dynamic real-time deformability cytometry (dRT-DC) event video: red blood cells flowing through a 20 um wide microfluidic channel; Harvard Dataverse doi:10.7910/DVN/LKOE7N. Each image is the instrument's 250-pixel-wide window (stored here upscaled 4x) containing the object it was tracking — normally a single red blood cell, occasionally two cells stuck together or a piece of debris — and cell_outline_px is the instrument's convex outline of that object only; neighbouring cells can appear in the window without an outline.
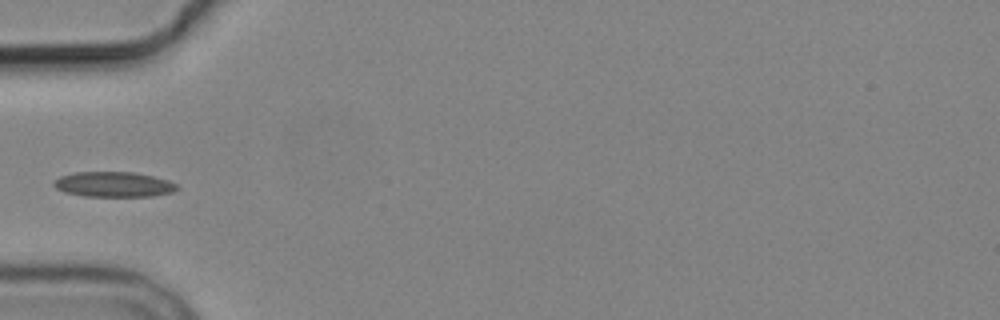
{"species": "common noctule bat (a hibernating species)", "species_latin": "Nyctalus noctula", "temperature_condition": "cold", "stored_images_in_passage": 5, "camera_frame_rate_fps": 3000, "um_per_image_px": 0.085, "animal": {"sex": "male", "body_mass_g": 19.2, "forearm_length_mm": 51.8}, "frame": {"image": 1, "passage_image": 4, "time_ms": 3.667, "image_size_px": [1000, 320], "cell_outline_px": [[180, 188], [172, 192], [152, 196], [84, 196], [64, 192], [56, 188], [52, 184], [60, 176], [76, 172], [132, 172], [152, 176], [168, 180], [176, 184]], "centroid_in_image_um": [9.66, 15.67], "position_along_channel_um": 75.3, "area_um2": 17.98}}
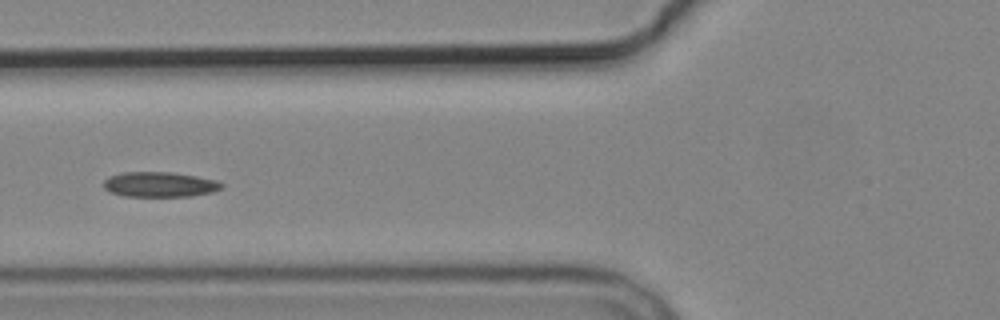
{"frame": {"image": 2, "passage_image": 5, "time_ms": 4.667, "image_size_px": [1000, 320], "cell_outline_px": [[224, 188], [212, 192], [192, 196], [124, 196], [112, 192], [104, 188], [104, 180], [108, 176], [124, 172], [172, 172], [196, 176], [216, 180], [224, 184]], "centroid_in_image_um": [13.6, 15.67], "position_along_channel_um": 112.2, "area_um2": 17.28}}